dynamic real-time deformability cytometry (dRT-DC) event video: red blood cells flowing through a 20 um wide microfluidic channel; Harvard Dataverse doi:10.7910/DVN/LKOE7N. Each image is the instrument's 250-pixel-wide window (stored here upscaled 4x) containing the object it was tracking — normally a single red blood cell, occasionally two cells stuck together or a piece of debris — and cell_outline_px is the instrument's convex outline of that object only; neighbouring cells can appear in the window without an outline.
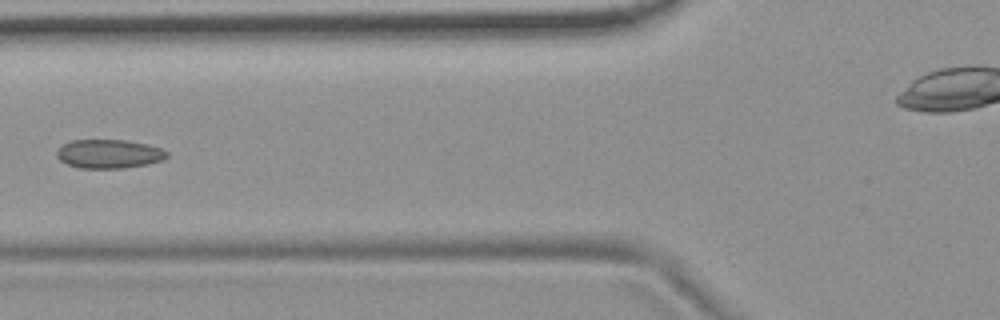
{"species": "common noctule bat (a hibernating species)", "species_latin": "Nyctalus noctula", "temperature_condition": "room temperature", "stored_images_in_passage": 8, "segment_of_instrument_passage": [1, 2], "camera_frame_rate_fps": 3000, "um_per_image_px": 0.085, "animal": {"sex": "female", "body_mass_g": 19.9}, "frame": {"image": 1, "passage_image": 7, "time_ms": 7.0, "image_size_px": [1000, 320], "cell_outline_px": [[168, 156], [164, 160], [148, 164], [124, 168], [80, 168], [68, 164], [60, 160], [56, 156], [56, 152], [64, 144], [72, 140], [124, 140], [148, 144], [160, 148], [168, 152]], "centroid_in_image_um": [9.29, 13.08], "position_along_channel_um": 116.5, "area_um2": 18.5}}